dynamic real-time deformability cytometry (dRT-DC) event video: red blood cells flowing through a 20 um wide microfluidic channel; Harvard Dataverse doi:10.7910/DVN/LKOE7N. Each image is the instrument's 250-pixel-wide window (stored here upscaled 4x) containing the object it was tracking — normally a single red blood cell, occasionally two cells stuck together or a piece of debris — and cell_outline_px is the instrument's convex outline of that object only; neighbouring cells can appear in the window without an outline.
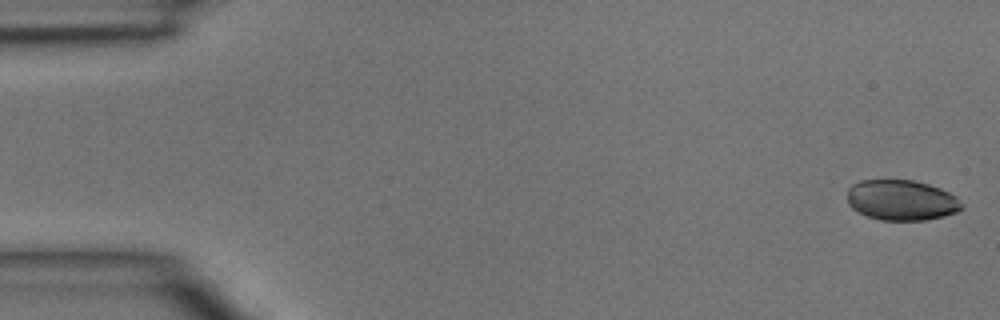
{"species": "common noctule bat (a hibernating species)", "species_latin": "Nyctalus noctula", "temperature_condition": "room temperature", "stored_images_in_passage": 9, "camera_frame_rate_fps": 3000, "um_per_image_px": 0.085, "animal": {"sex": "male", "body_mass_g": 15.6}, "frame": {"image": 1, "passage_image": 1, "time_ms": 0.0, "image_size_px": [1000, 320], "cell_outline_px": [[964, 208], [956, 212], [944, 216], [924, 220], [880, 220], [868, 216], [852, 208], [848, 204], [848, 188], [852, 184], [860, 180], [912, 180], [928, 184], [940, 188], [956, 196], [964, 204]], "centroid_in_image_um": [76.64, 17.01], "position_along_channel_um": 8.4, "area_um2": 27.05}}